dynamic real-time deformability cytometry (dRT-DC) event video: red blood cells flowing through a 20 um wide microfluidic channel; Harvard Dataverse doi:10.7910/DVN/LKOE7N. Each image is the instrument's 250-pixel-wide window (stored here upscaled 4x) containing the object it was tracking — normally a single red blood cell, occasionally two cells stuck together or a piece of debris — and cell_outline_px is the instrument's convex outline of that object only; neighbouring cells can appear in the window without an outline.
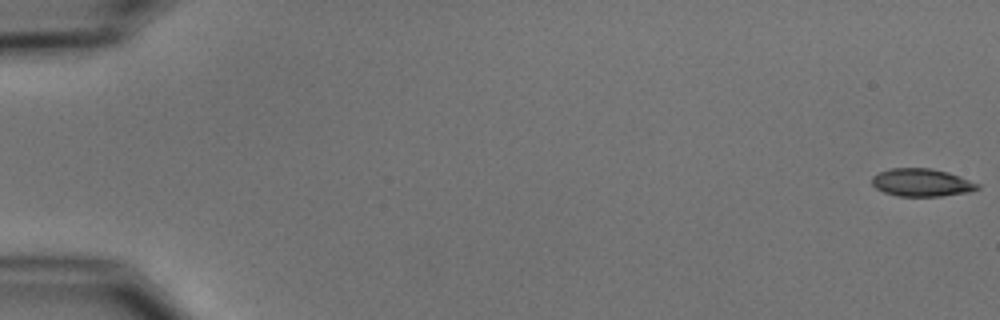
{"species": "common noctule bat (a hibernating species)", "species_latin": "Nyctalus noctula", "temperature_condition": "cold", "stored_images_in_passage": 8, "camera_frame_rate_fps": 3000, "um_per_image_px": 0.085, "animal": {"sex": "male", "body_mass_g": 15.6}, "frame": {"image": 1, "passage_image": 1, "time_ms": 0.0, "image_size_px": [1000, 320], "cell_outline_px": [[980, 188], [968, 192], [940, 196], [900, 196], [884, 192], [876, 188], [872, 184], [872, 176], [880, 172], [892, 168], [928, 168], [948, 172], [980, 184]], "centroid_in_image_um": [78.34, 15.52], "position_along_channel_um": 6.7, "area_um2": 16.94}}
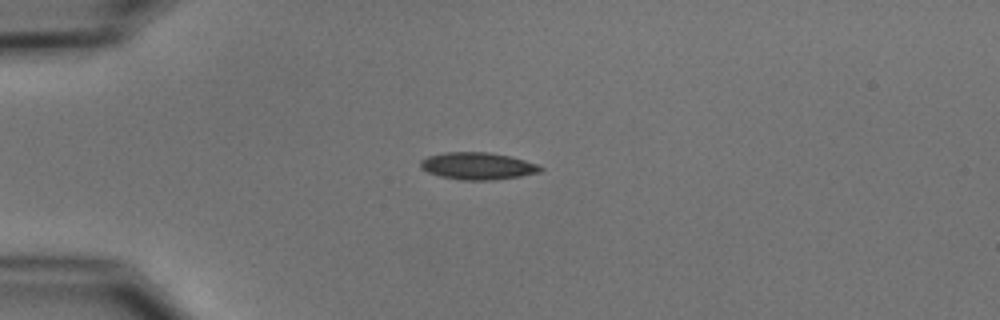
{"frame": {"image": 2, "passage_image": 5, "time_ms": 4.667, "image_size_px": [1000, 320], "cell_outline_px": [[544, 168], [540, 172], [520, 176], [492, 180], [460, 180], [440, 176], [428, 172], [420, 168], [420, 160], [428, 156], [444, 152], [488, 152], [512, 156], [540, 164]], "centroid_in_image_um": [40.63, 14.1], "position_along_channel_um": 44.4, "area_um2": 19.19}}